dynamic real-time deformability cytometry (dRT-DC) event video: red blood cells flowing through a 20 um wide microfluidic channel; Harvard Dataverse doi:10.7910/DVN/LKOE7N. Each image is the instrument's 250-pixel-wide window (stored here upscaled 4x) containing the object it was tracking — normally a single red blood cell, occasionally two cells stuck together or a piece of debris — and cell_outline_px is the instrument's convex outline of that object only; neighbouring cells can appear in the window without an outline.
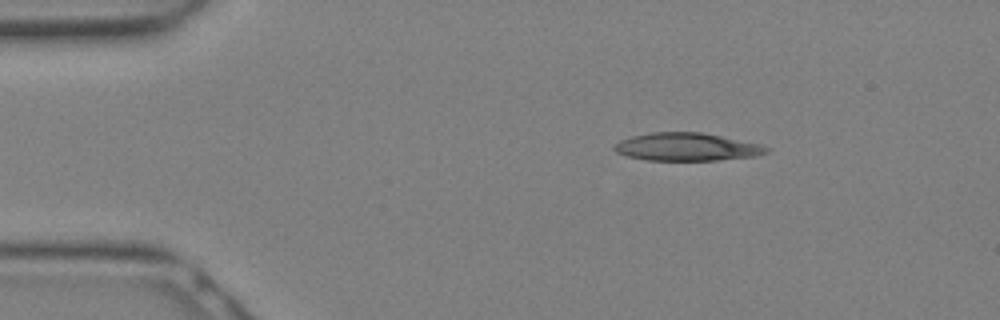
{"species": "Egyptian fruit bat (a non-hibernating species)", "species_latin": "Rousettus aegyptiacus", "temperature_condition": "warm", "stored_images_in_passage": 20, "camera_frame_rate_fps": 3000, "um_per_image_px": 0.085, "animal": {"sex": "female"}, "frame": {"image": 1, "passage_image": 4, "time_ms": 1.0, "image_size_px": [1000, 320], "cell_outline_px": [[772, 148], [768, 152], [756, 156], [716, 160], [648, 160], [628, 156], [616, 152], [612, 148], [620, 140], [632, 136], [652, 132], [700, 132], [760, 144]], "centroid_in_image_um": [58.39, 12.49], "position_along_channel_um": 26.6, "area_um2": 24.57}}
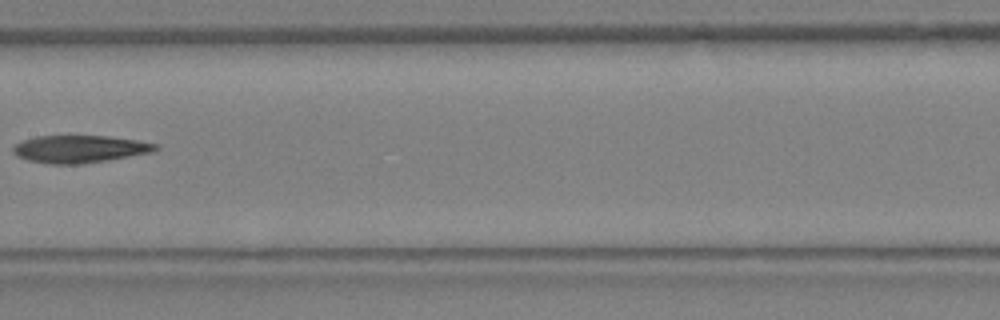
{"frame": {"image": 2, "passage_image": 14, "time_ms": 4.333, "image_size_px": [1000, 320], "cell_outline_px": [[160, 148], [152, 152], [108, 160], [80, 164], [48, 164], [28, 160], [16, 156], [12, 152], [12, 148], [16, 144], [24, 140], [36, 136], [108, 136], [136, 140], [160, 144]], "centroid_in_image_um": [6.78, 12.67], "position_along_channel_um": 200.6, "area_um2": 22.83}}
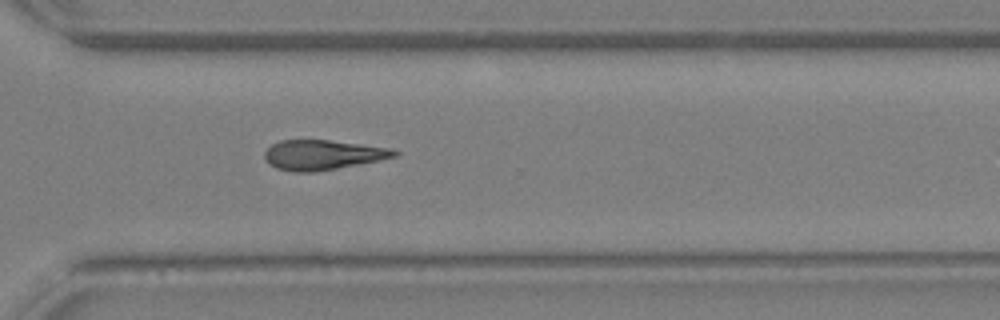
{"frame": {"image": 3, "passage_image": 20, "time_ms": 6.333, "image_size_px": [1000, 320], "cell_outline_px": [[400, 152], [396, 156], [380, 160], [336, 168], [312, 172], [296, 172], [276, 168], [268, 164], [264, 156], [264, 152], [272, 144], [280, 140], [328, 140], [392, 148]], "centroid_in_image_um": [27.41, 13.16], "position_along_channel_um": 343.2, "area_um2": 22.43}}